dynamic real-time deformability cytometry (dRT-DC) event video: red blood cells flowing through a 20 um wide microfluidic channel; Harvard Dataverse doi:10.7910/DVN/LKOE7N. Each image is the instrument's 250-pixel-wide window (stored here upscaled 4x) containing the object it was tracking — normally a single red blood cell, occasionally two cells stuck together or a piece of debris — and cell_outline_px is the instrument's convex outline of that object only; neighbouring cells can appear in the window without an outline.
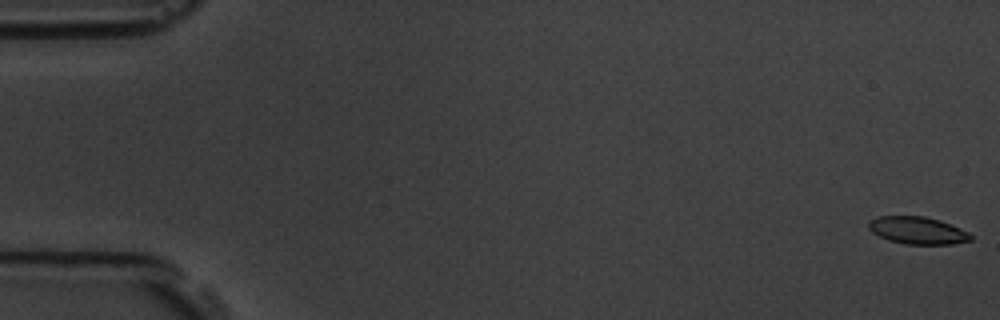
{"species": "common noctule bat (a hibernating species)", "species_latin": "Nyctalus noctula", "temperature_condition": "room temperature", "stored_images_in_passage": 5, "camera_frame_rate_fps": 3000, "um_per_image_px": 0.085, "animal": {"sex": "male", "body_mass_g": 19.5, "forearm_length_mm": 54.6}, "frame": {"image": 1, "passage_image": 1, "time_ms": 0.0, "image_size_px": [1000, 320], "cell_outline_px": [[972, 240], [952, 244], [904, 244], [888, 240], [872, 232], [868, 228], [868, 220], [876, 216], [924, 216], [940, 220], [960, 228], [968, 232], [972, 236]], "centroid_in_image_um": [77.97, 19.58], "position_along_channel_um": 7.0, "area_um2": 16.36}}
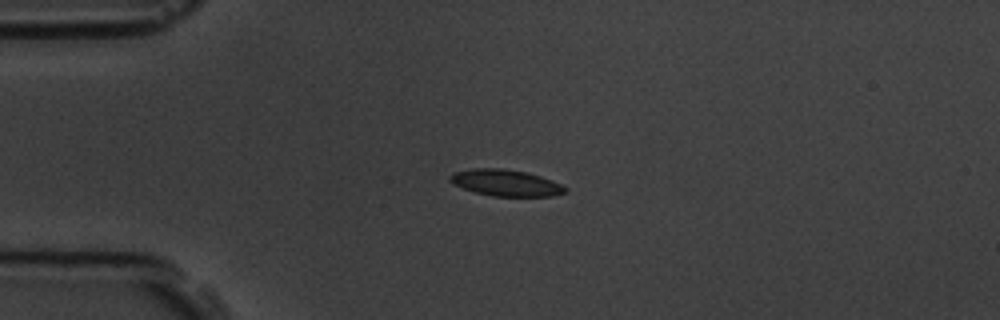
{"frame": {"image": 2, "passage_image": 4, "time_ms": 4.333, "image_size_px": [1000, 320], "cell_outline_px": [[568, 192], [552, 196], [492, 196], [476, 192], [452, 184], [448, 180], [448, 176], [452, 172], [472, 168], [500, 168], [524, 172], [540, 176], [552, 180], [568, 188]], "centroid_in_image_um": [42.96, 15.54], "position_along_channel_um": 42.0, "area_um2": 17.8}}